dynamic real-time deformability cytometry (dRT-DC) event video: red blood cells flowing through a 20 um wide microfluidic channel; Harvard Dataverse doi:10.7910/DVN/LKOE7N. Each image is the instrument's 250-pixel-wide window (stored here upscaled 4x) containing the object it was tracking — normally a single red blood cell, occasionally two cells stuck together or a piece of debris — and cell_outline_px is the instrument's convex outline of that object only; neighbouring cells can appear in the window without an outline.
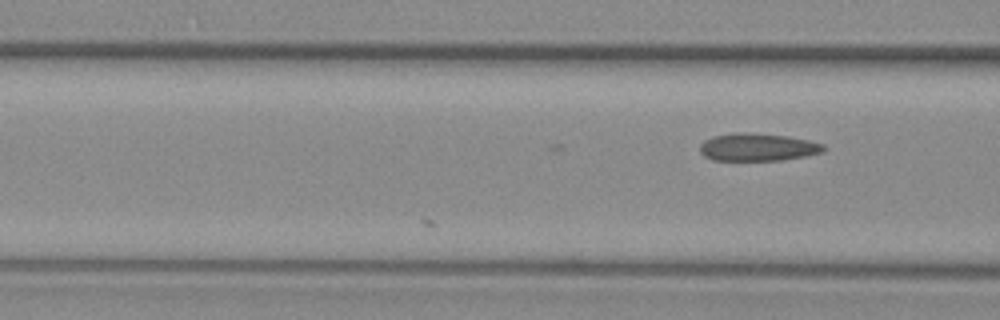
{"species": "common noctule bat (a hibernating species)", "species_latin": "Nyctalus noctula", "temperature_condition": "warm", "stored_images_in_passage": 4, "camera_frame_rate_fps": 3000, "um_per_image_px": 0.085, "animal": {"sex": "female", "body_mass_g": 29.2, "forearm_length_mm": 56.3}, "frame": {"image": 1, "passage_image": 4, "time_ms": 1.0, "image_size_px": [1000, 320], "cell_outline_px": [[824, 152], [804, 156], [780, 160], [712, 160], [704, 156], [700, 152], [700, 144], [704, 140], [712, 136], [736, 132], [748, 132], [788, 136], [808, 140], [824, 144]], "centroid_in_image_um": [64.38, 12.5], "position_along_channel_um": 102.2, "area_um2": 20.0}}